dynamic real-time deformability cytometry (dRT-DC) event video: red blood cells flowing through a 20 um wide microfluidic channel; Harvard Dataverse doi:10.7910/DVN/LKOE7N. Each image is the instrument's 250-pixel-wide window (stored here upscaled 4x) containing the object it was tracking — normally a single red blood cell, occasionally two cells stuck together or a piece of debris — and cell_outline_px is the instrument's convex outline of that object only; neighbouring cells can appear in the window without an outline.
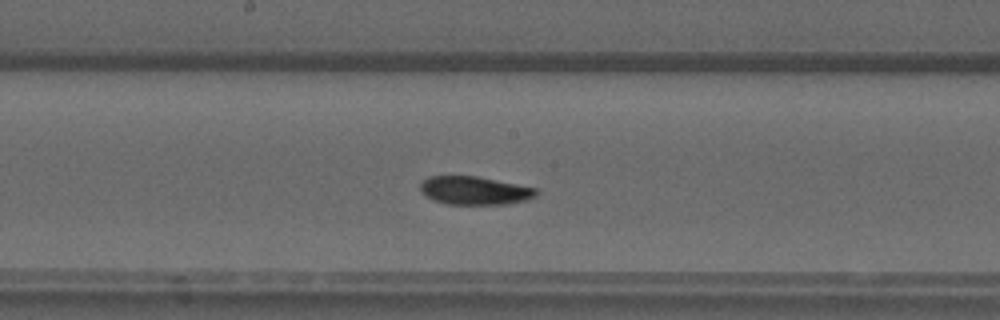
{"species": "common noctule bat (a hibernating species)", "species_latin": "Nyctalus noctula", "temperature_condition": "warm", "stored_images_in_passage": 31, "camera_frame_rate_fps": 3000, "um_per_image_px": 0.085, "animal": {"sex": "male", "forearm_length_mm": 52.5}, "frame": {"image": 1, "passage_image": 18, "time_ms": 5.667, "image_size_px": [1000, 320], "cell_outline_px": [[536, 196], [528, 200], [508, 204], [448, 204], [432, 200], [420, 192], [420, 184], [428, 176], [476, 176], [536, 188]], "centroid_in_image_um": [40.31, 16.2], "position_along_channel_um": 207.9, "area_um2": 19.07}}
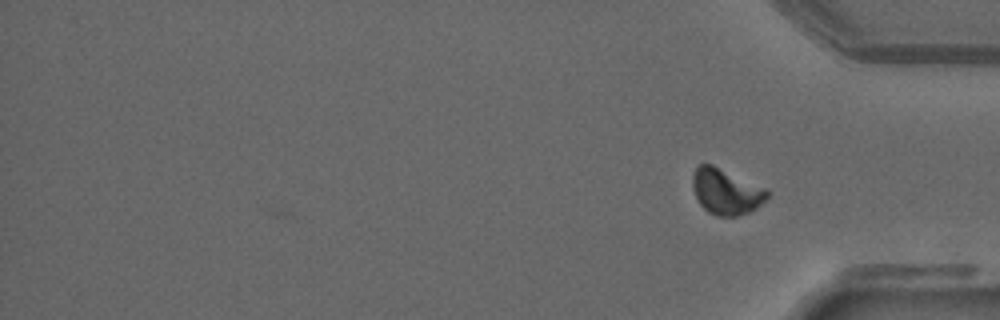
{"frame": {"image": 2, "passage_image": 31, "time_ms": 10.0, "image_size_px": [1000, 320], "cell_outline_px": [[772, 192], [756, 208], [748, 212], [736, 216], [716, 216], [708, 212], [700, 204], [692, 188], [692, 176], [696, 168], [700, 164], [712, 164], [768, 188]], "centroid_in_image_um": [61.73, 16.27], "position_along_channel_um": 373.5, "area_um2": 20.06}, "authors_computed_cell_mechanics": {"area_um2": 19.5942, "velocity_mm_per_s": 3.9048, "shape_relaxation_time_tau1_ms": 4.6255, "shape_relaxation_time_tau2_ms": 1.4547, "deformation_change_tau1": 0.1653, "deformation_change_tau2": 0.0521}}